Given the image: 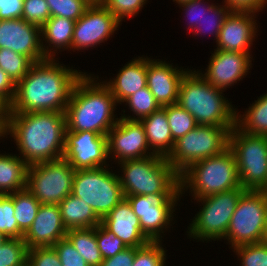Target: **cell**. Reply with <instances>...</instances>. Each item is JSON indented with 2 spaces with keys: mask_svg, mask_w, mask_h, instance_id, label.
I'll return each instance as SVG.
<instances>
[{
  "mask_svg": "<svg viewBox=\"0 0 267 266\" xmlns=\"http://www.w3.org/2000/svg\"><path fill=\"white\" fill-rule=\"evenodd\" d=\"M7 122L8 119H0V139L6 136Z\"/></svg>",
  "mask_w": 267,
  "mask_h": 266,
  "instance_id": "obj_51",
  "label": "cell"
},
{
  "mask_svg": "<svg viewBox=\"0 0 267 266\" xmlns=\"http://www.w3.org/2000/svg\"><path fill=\"white\" fill-rule=\"evenodd\" d=\"M21 18L41 27L51 18L47 2L45 0H23Z\"/></svg>",
  "mask_w": 267,
  "mask_h": 266,
  "instance_id": "obj_42",
  "label": "cell"
},
{
  "mask_svg": "<svg viewBox=\"0 0 267 266\" xmlns=\"http://www.w3.org/2000/svg\"><path fill=\"white\" fill-rule=\"evenodd\" d=\"M16 84L10 77L0 68V98L10 105L15 96Z\"/></svg>",
  "mask_w": 267,
  "mask_h": 266,
  "instance_id": "obj_49",
  "label": "cell"
},
{
  "mask_svg": "<svg viewBox=\"0 0 267 266\" xmlns=\"http://www.w3.org/2000/svg\"><path fill=\"white\" fill-rule=\"evenodd\" d=\"M29 165L16 154H0V195L26 189Z\"/></svg>",
  "mask_w": 267,
  "mask_h": 266,
  "instance_id": "obj_26",
  "label": "cell"
},
{
  "mask_svg": "<svg viewBox=\"0 0 267 266\" xmlns=\"http://www.w3.org/2000/svg\"><path fill=\"white\" fill-rule=\"evenodd\" d=\"M8 238L0 232V246L7 240Z\"/></svg>",
  "mask_w": 267,
  "mask_h": 266,
  "instance_id": "obj_53",
  "label": "cell"
},
{
  "mask_svg": "<svg viewBox=\"0 0 267 266\" xmlns=\"http://www.w3.org/2000/svg\"><path fill=\"white\" fill-rule=\"evenodd\" d=\"M233 127L198 124L175 141L167 157L169 164L180 175L193 163L222 153L229 147V135Z\"/></svg>",
  "mask_w": 267,
  "mask_h": 266,
  "instance_id": "obj_7",
  "label": "cell"
},
{
  "mask_svg": "<svg viewBox=\"0 0 267 266\" xmlns=\"http://www.w3.org/2000/svg\"><path fill=\"white\" fill-rule=\"evenodd\" d=\"M223 92L207 82L198 70L190 69L182 78L177 104L199 125L235 126L237 109Z\"/></svg>",
  "mask_w": 267,
  "mask_h": 266,
  "instance_id": "obj_4",
  "label": "cell"
},
{
  "mask_svg": "<svg viewBox=\"0 0 267 266\" xmlns=\"http://www.w3.org/2000/svg\"><path fill=\"white\" fill-rule=\"evenodd\" d=\"M92 75L84 72L75 83L64 112L66 130L107 135L119 120L114 115L118 103L104 81Z\"/></svg>",
  "mask_w": 267,
  "mask_h": 266,
  "instance_id": "obj_3",
  "label": "cell"
},
{
  "mask_svg": "<svg viewBox=\"0 0 267 266\" xmlns=\"http://www.w3.org/2000/svg\"><path fill=\"white\" fill-rule=\"evenodd\" d=\"M23 0H0V20L21 18Z\"/></svg>",
  "mask_w": 267,
  "mask_h": 266,
  "instance_id": "obj_47",
  "label": "cell"
},
{
  "mask_svg": "<svg viewBox=\"0 0 267 266\" xmlns=\"http://www.w3.org/2000/svg\"><path fill=\"white\" fill-rule=\"evenodd\" d=\"M9 117V105L0 98V119H8Z\"/></svg>",
  "mask_w": 267,
  "mask_h": 266,
  "instance_id": "obj_50",
  "label": "cell"
},
{
  "mask_svg": "<svg viewBox=\"0 0 267 266\" xmlns=\"http://www.w3.org/2000/svg\"><path fill=\"white\" fill-rule=\"evenodd\" d=\"M162 108L166 111L174 142L198 125L194 117L178 104L167 105Z\"/></svg>",
  "mask_w": 267,
  "mask_h": 266,
  "instance_id": "obj_34",
  "label": "cell"
},
{
  "mask_svg": "<svg viewBox=\"0 0 267 266\" xmlns=\"http://www.w3.org/2000/svg\"><path fill=\"white\" fill-rule=\"evenodd\" d=\"M121 22L99 1L94 0L75 23L72 49L88 50L107 41Z\"/></svg>",
  "mask_w": 267,
  "mask_h": 266,
  "instance_id": "obj_14",
  "label": "cell"
},
{
  "mask_svg": "<svg viewBox=\"0 0 267 266\" xmlns=\"http://www.w3.org/2000/svg\"><path fill=\"white\" fill-rule=\"evenodd\" d=\"M259 191L262 193H267V180H266L264 186Z\"/></svg>",
  "mask_w": 267,
  "mask_h": 266,
  "instance_id": "obj_54",
  "label": "cell"
},
{
  "mask_svg": "<svg viewBox=\"0 0 267 266\" xmlns=\"http://www.w3.org/2000/svg\"><path fill=\"white\" fill-rule=\"evenodd\" d=\"M66 117L62 112L9 113L6 138L14 139L30 166L63 158Z\"/></svg>",
  "mask_w": 267,
  "mask_h": 266,
  "instance_id": "obj_2",
  "label": "cell"
},
{
  "mask_svg": "<svg viewBox=\"0 0 267 266\" xmlns=\"http://www.w3.org/2000/svg\"><path fill=\"white\" fill-rule=\"evenodd\" d=\"M52 247L58 254L62 266H89L66 237Z\"/></svg>",
  "mask_w": 267,
  "mask_h": 266,
  "instance_id": "obj_43",
  "label": "cell"
},
{
  "mask_svg": "<svg viewBox=\"0 0 267 266\" xmlns=\"http://www.w3.org/2000/svg\"><path fill=\"white\" fill-rule=\"evenodd\" d=\"M75 171L64 158L30 165L26 189L41 204L58 205L72 193Z\"/></svg>",
  "mask_w": 267,
  "mask_h": 266,
  "instance_id": "obj_11",
  "label": "cell"
},
{
  "mask_svg": "<svg viewBox=\"0 0 267 266\" xmlns=\"http://www.w3.org/2000/svg\"><path fill=\"white\" fill-rule=\"evenodd\" d=\"M135 257V248L127 247L115 256L103 259L100 266H132Z\"/></svg>",
  "mask_w": 267,
  "mask_h": 266,
  "instance_id": "obj_48",
  "label": "cell"
},
{
  "mask_svg": "<svg viewBox=\"0 0 267 266\" xmlns=\"http://www.w3.org/2000/svg\"><path fill=\"white\" fill-rule=\"evenodd\" d=\"M229 148L236 160L241 187L259 191L267 180V136L247 134L234 126Z\"/></svg>",
  "mask_w": 267,
  "mask_h": 266,
  "instance_id": "obj_10",
  "label": "cell"
},
{
  "mask_svg": "<svg viewBox=\"0 0 267 266\" xmlns=\"http://www.w3.org/2000/svg\"><path fill=\"white\" fill-rule=\"evenodd\" d=\"M188 70L148 58L147 86L161 107L177 104L179 87Z\"/></svg>",
  "mask_w": 267,
  "mask_h": 266,
  "instance_id": "obj_20",
  "label": "cell"
},
{
  "mask_svg": "<svg viewBox=\"0 0 267 266\" xmlns=\"http://www.w3.org/2000/svg\"><path fill=\"white\" fill-rule=\"evenodd\" d=\"M32 65L28 57L9 48H0V68L15 84L25 77Z\"/></svg>",
  "mask_w": 267,
  "mask_h": 266,
  "instance_id": "obj_33",
  "label": "cell"
},
{
  "mask_svg": "<svg viewBox=\"0 0 267 266\" xmlns=\"http://www.w3.org/2000/svg\"><path fill=\"white\" fill-rule=\"evenodd\" d=\"M119 182L124 197L148 194H181L179 174L167 158L153 155L120 163Z\"/></svg>",
  "mask_w": 267,
  "mask_h": 266,
  "instance_id": "obj_5",
  "label": "cell"
},
{
  "mask_svg": "<svg viewBox=\"0 0 267 266\" xmlns=\"http://www.w3.org/2000/svg\"><path fill=\"white\" fill-rule=\"evenodd\" d=\"M58 206L67 230L96 227L101 223V219L91 206L72 194H69Z\"/></svg>",
  "mask_w": 267,
  "mask_h": 266,
  "instance_id": "obj_27",
  "label": "cell"
},
{
  "mask_svg": "<svg viewBox=\"0 0 267 266\" xmlns=\"http://www.w3.org/2000/svg\"><path fill=\"white\" fill-rule=\"evenodd\" d=\"M14 213L13 193L0 195V232L7 238H23Z\"/></svg>",
  "mask_w": 267,
  "mask_h": 266,
  "instance_id": "obj_37",
  "label": "cell"
},
{
  "mask_svg": "<svg viewBox=\"0 0 267 266\" xmlns=\"http://www.w3.org/2000/svg\"><path fill=\"white\" fill-rule=\"evenodd\" d=\"M190 1H193V0H173V2L177 3V4H182V3H185V2H190Z\"/></svg>",
  "mask_w": 267,
  "mask_h": 266,
  "instance_id": "obj_55",
  "label": "cell"
},
{
  "mask_svg": "<svg viewBox=\"0 0 267 266\" xmlns=\"http://www.w3.org/2000/svg\"><path fill=\"white\" fill-rule=\"evenodd\" d=\"M179 181L181 194L190 190L192 199L241 187L236 160L229 147L220 154L190 165L179 175Z\"/></svg>",
  "mask_w": 267,
  "mask_h": 266,
  "instance_id": "obj_6",
  "label": "cell"
},
{
  "mask_svg": "<svg viewBox=\"0 0 267 266\" xmlns=\"http://www.w3.org/2000/svg\"><path fill=\"white\" fill-rule=\"evenodd\" d=\"M28 248L23 238H8L0 246V266H23Z\"/></svg>",
  "mask_w": 267,
  "mask_h": 266,
  "instance_id": "obj_36",
  "label": "cell"
},
{
  "mask_svg": "<svg viewBox=\"0 0 267 266\" xmlns=\"http://www.w3.org/2000/svg\"><path fill=\"white\" fill-rule=\"evenodd\" d=\"M259 97L243 115L236 111L235 127L247 134L267 136V93Z\"/></svg>",
  "mask_w": 267,
  "mask_h": 266,
  "instance_id": "obj_28",
  "label": "cell"
},
{
  "mask_svg": "<svg viewBox=\"0 0 267 266\" xmlns=\"http://www.w3.org/2000/svg\"><path fill=\"white\" fill-rule=\"evenodd\" d=\"M67 229L63 224L58 205L41 204L32 225L24 233L23 239L28 249L52 247L66 237Z\"/></svg>",
  "mask_w": 267,
  "mask_h": 266,
  "instance_id": "obj_21",
  "label": "cell"
},
{
  "mask_svg": "<svg viewBox=\"0 0 267 266\" xmlns=\"http://www.w3.org/2000/svg\"><path fill=\"white\" fill-rule=\"evenodd\" d=\"M256 13L231 11L219 32L216 49L222 51L251 52L258 33Z\"/></svg>",
  "mask_w": 267,
  "mask_h": 266,
  "instance_id": "obj_19",
  "label": "cell"
},
{
  "mask_svg": "<svg viewBox=\"0 0 267 266\" xmlns=\"http://www.w3.org/2000/svg\"><path fill=\"white\" fill-rule=\"evenodd\" d=\"M120 22L138 15L148 0H99Z\"/></svg>",
  "mask_w": 267,
  "mask_h": 266,
  "instance_id": "obj_41",
  "label": "cell"
},
{
  "mask_svg": "<svg viewBox=\"0 0 267 266\" xmlns=\"http://www.w3.org/2000/svg\"><path fill=\"white\" fill-rule=\"evenodd\" d=\"M29 266H62L58 254L53 247H35L28 249Z\"/></svg>",
  "mask_w": 267,
  "mask_h": 266,
  "instance_id": "obj_44",
  "label": "cell"
},
{
  "mask_svg": "<svg viewBox=\"0 0 267 266\" xmlns=\"http://www.w3.org/2000/svg\"><path fill=\"white\" fill-rule=\"evenodd\" d=\"M63 158L75 170L110 166L107 164V135L96 132H65Z\"/></svg>",
  "mask_w": 267,
  "mask_h": 266,
  "instance_id": "obj_15",
  "label": "cell"
},
{
  "mask_svg": "<svg viewBox=\"0 0 267 266\" xmlns=\"http://www.w3.org/2000/svg\"><path fill=\"white\" fill-rule=\"evenodd\" d=\"M66 238L89 266H100L103 257L96 241V227L69 229Z\"/></svg>",
  "mask_w": 267,
  "mask_h": 266,
  "instance_id": "obj_29",
  "label": "cell"
},
{
  "mask_svg": "<svg viewBox=\"0 0 267 266\" xmlns=\"http://www.w3.org/2000/svg\"><path fill=\"white\" fill-rule=\"evenodd\" d=\"M96 241L103 259L115 256L127 248L102 222L96 226Z\"/></svg>",
  "mask_w": 267,
  "mask_h": 266,
  "instance_id": "obj_40",
  "label": "cell"
},
{
  "mask_svg": "<svg viewBox=\"0 0 267 266\" xmlns=\"http://www.w3.org/2000/svg\"><path fill=\"white\" fill-rule=\"evenodd\" d=\"M139 121L144 127L150 150L155 155L167 158L173 150L175 142L170 131L166 111L161 107Z\"/></svg>",
  "mask_w": 267,
  "mask_h": 266,
  "instance_id": "obj_25",
  "label": "cell"
},
{
  "mask_svg": "<svg viewBox=\"0 0 267 266\" xmlns=\"http://www.w3.org/2000/svg\"><path fill=\"white\" fill-rule=\"evenodd\" d=\"M40 205L41 203L27 189L13 193L14 217L23 233L32 225Z\"/></svg>",
  "mask_w": 267,
  "mask_h": 266,
  "instance_id": "obj_30",
  "label": "cell"
},
{
  "mask_svg": "<svg viewBox=\"0 0 267 266\" xmlns=\"http://www.w3.org/2000/svg\"><path fill=\"white\" fill-rule=\"evenodd\" d=\"M204 1L205 0H193L178 5L181 9H183L185 17H189V27L187 28L188 30H194L197 25L200 24L203 18V7H210L212 5V3L208 4V2Z\"/></svg>",
  "mask_w": 267,
  "mask_h": 266,
  "instance_id": "obj_45",
  "label": "cell"
},
{
  "mask_svg": "<svg viewBox=\"0 0 267 266\" xmlns=\"http://www.w3.org/2000/svg\"><path fill=\"white\" fill-rule=\"evenodd\" d=\"M182 194L132 195L125 199L138 217L141 230L150 241H162L173 221V212Z\"/></svg>",
  "mask_w": 267,
  "mask_h": 266,
  "instance_id": "obj_13",
  "label": "cell"
},
{
  "mask_svg": "<svg viewBox=\"0 0 267 266\" xmlns=\"http://www.w3.org/2000/svg\"><path fill=\"white\" fill-rule=\"evenodd\" d=\"M41 27L22 18L0 20V48H9L33 63L47 59L41 46Z\"/></svg>",
  "mask_w": 267,
  "mask_h": 266,
  "instance_id": "obj_18",
  "label": "cell"
},
{
  "mask_svg": "<svg viewBox=\"0 0 267 266\" xmlns=\"http://www.w3.org/2000/svg\"><path fill=\"white\" fill-rule=\"evenodd\" d=\"M265 202V237L267 239V193H263Z\"/></svg>",
  "mask_w": 267,
  "mask_h": 266,
  "instance_id": "obj_52",
  "label": "cell"
},
{
  "mask_svg": "<svg viewBox=\"0 0 267 266\" xmlns=\"http://www.w3.org/2000/svg\"><path fill=\"white\" fill-rule=\"evenodd\" d=\"M107 148L108 157L117 163L155 155L150 150L142 123L121 117L107 133Z\"/></svg>",
  "mask_w": 267,
  "mask_h": 266,
  "instance_id": "obj_16",
  "label": "cell"
},
{
  "mask_svg": "<svg viewBox=\"0 0 267 266\" xmlns=\"http://www.w3.org/2000/svg\"><path fill=\"white\" fill-rule=\"evenodd\" d=\"M148 56L132 59L125 64L116 77L104 83L109 87L118 104L147 86Z\"/></svg>",
  "mask_w": 267,
  "mask_h": 266,
  "instance_id": "obj_23",
  "label": "cell"
},
{
  "mask_svg": "<svg viewBox=\"0 0 267 266\" xmlns=\"http://www.w3.org/2000/svg\"><path fill=\"white\" fill-rule=\"evenodd\" d=\"M108 166L75 171L72 195L90 205L102 220L125 197L118 176Z\"/></svg>",
  "mask_w": 267,
  "mask_h": 266,
  "instance_id": "obj_9",
  "label": "cell"
},
{
  "mask_svg": "<svg viewBox=\"0 0 267 266\" xmlns=\"http://www.w3.org/2000/svg\"><path fill=\"white\" fill-rule=\"evenodd\" d=\"M232 249L241 261V266H267V241L240 245Z\"/></svg>",
  "mask_w": 267,
  "mask_h": 266,
  "instance_id": "obj_39",
  "label": "cell"
},
{
  "mask_svg": "<svg viewBox=\"0 0 267 266\" xmlns=\"http://www.w3.org/2000/svg\"><path fill=\"white\" fill-rule=\"evenodd\" d=\"M57 61L47 58L33 63L16 83L9 113L65 112L75 83L84 72Z\"/></svg>",
  "mask_w": 267,
  "mask_h": 266,
  "instance_id": "obj_1",
  "label": "cell"
},
{
  "mask_svg": "<svg viewBox=\"0 0 267 266\" xmlns=\"http://www.w3.org/2000/svg\"><path fill=\"white\" fill-rule=\"evenodd\" d=\"M231 11L258 13L266 8L267 0H224Z\"/></svg>",
  "mask_w": 267,
  "mask_h": 266,
  "instance_id": "obj_46",
  "label": "cell"
},
{
  "mask_svg": "<svg viewBox=\"0 0 267 266\" xmlns=\"http://www.w3.org/2000/svg\"><path fill=\"white\" fill-rule=\"evenodd\" d=\"M51 17H63L78 21L94 0H45Z\"/></svg>",
  "mask_w": 267,
  "mask_h": 266,
  "instance_id": "obj_35",
  "label": "cell"
},
{
  "mask_svg": "<svg viewBox=\"0 0 267 266\" xmlns=\"http://www.w3.org/2000/svg\"><path fill=\"white\" fill-rule=\"evenodd\" d=\"M75 23L76 21L68 18L51 17L41 26V46L46 58L57 59L55 54L58 49L59 52L68 50V48V51L72 50Z\"/></svg>",
  "mask_w": 267,
  "mask_h": 266,
  "instance_id": "obj_24",
  "label": "cell"
},
{
  "mask_svg": "<svg viewBox=\"0 0 267 266\" xmlns=\"http://www.w3.org/2000/svg\"><path fill=\"white\" fill-rule=\"evenodd\" d=\"M101 222L127 247L140 248L150 242L142 232L139 219L125 198Z\"/></svg>",
  "mask_w": 267,
  "mask_h": 266,
  "instance_id": "obj_22",
  "label": "cell"
},
{
  "mask_svg": "<svg viewBox=\"0 0 267 266\" xmlns=\"http://www.w3.org/2000/svg\"><path fill=\"white\" fill-rule=\"evenodd\" d=\"M230 12L231 10L225 4L218 5L217 3V5H215L213 3L210 7H203V18L200 24L192 30V33L196 36L205 33L210 34V36L213 35V40L217 42L222 24Z\"/></svg>",
  "mask_w": 267,
  "mask_h": 266,
  "instance_id": "obj_32",
  "label": "cell"
},
{
  "mask_svg": "<svg viewBox=\"0 0 267 266\" xmlns=\"http://www.w3.org/2000/svg\"><path fill=\"white\" fill-rule=\"evenodd\" d=\"M132 111L133 117L122 114L120 117L126 120H140L153 112L159 110L161 106L156 101L154 95L150 92L148 86L138 90L136 93L128 97L124 102ZM135 115V116H134Z\"/></svg>",
  "mask_w": 267,
  "mask_h": 266,
  "instance_id": "obj_31",
  "label": "cell"
},
{
  "mask_svg": "<svg viewBox=\"0 0 267 266\" xmlns=\"http://www.w3.org/2000/svg\"><path fill=\"white\" fill-rule=\"evenodd\" d=\"M250 54V52L215 49L209 58L206 72L202 73V70L198 72L211 85L225 91L249 74L253 60Z\"/></svg>",
  "mask_w": 267,
  "mask_h": 266,
  "instance_id": "obj_17",
  "label": "cell"
},
{
  "mask_svg": "<svg viewBox=\"0 0 267 266\" xmlns=\"http://www.w3.org/2000/svg\"><path fill=\"white\" fill-rule=\"evenodd\" d=\"M224 239L231 248L267 241L265 202L262 192L246 190L241 195Z\"/></svg>",
  "mask_w": 267,
  "mask_h": 266,
  "instance_id": "obj_12",
  "label": "cell"
},
{
  "mask_svg": "<svg viewBox=\"0 0 267 266\" xmlns=\"http://www.w3.org/2000/svg\"><path fill=\"white\" fill-rule=\"evenodd\" d=\"M162 241H150L143 247L135 248L132 266H165L166 252Z\"/></svg>",
  "mask_w": 267,
  "mask_h": 266,
  "instance_id": "obj_38",
  "label": "cell"
},
{
  "mask_svg": "<svg viewBox=\"0 0 267 266\" xmlns=\"http://www.w3.org/2000/svg\"><path fill=\"white\" fill-rule=\"evenodd\" d=\"M246 190L242 187L212 194L197 200L201 209L186 231L188 237L198 241H218L224 239L238 200ZM203 206V207H202Z\"/></svg>",
  "mask_w": 267,
  "mask_h": 266,
  "instance_id": "obj_8",
  "label": "cell"
}]
</instances>
